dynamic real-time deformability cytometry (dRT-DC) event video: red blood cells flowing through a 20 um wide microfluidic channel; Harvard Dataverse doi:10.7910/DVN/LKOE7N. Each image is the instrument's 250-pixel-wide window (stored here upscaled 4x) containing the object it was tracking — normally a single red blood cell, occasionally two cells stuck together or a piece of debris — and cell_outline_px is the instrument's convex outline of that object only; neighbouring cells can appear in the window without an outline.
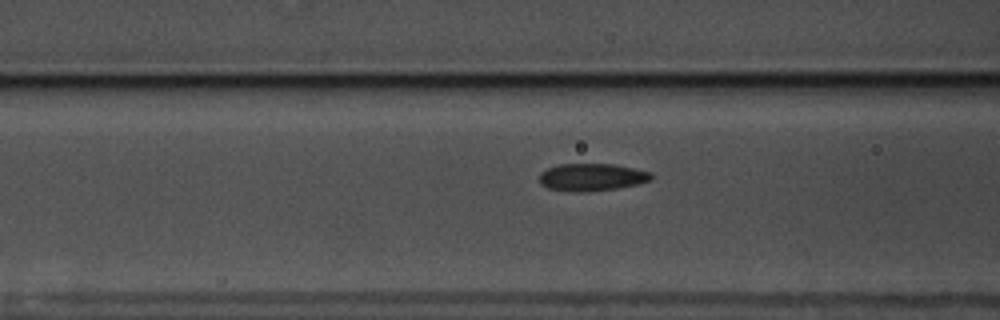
{"species": "common noctule bat (a hibernating species)", "species_latin": "Nyctalus noctula", "temperature_condition": "warm", "stored_images_in_passage": 43, "camera_frame_rate_fps": 3000, "um_per_image_px": 0.085, "animal": {"sex": "male", "body_mass_g": 17.5, "forearm_length_mm": 52.3}, "frame": {"image": 1, "passage_image": 13, "time_ms": 4.0, "image_size_px": [1000, 320], "cell_outline_px": [[652, 180], [636, 184], [616, 188], [588, 192], [576, 192], [548, 188], [540, 184], [540, 172], [556, 164], [612, 164], [652, 172]], "centroid_in_image_um": [50.28, 15.06], "position_along_channel_um": 116.3, "area_um2": 17.86}}
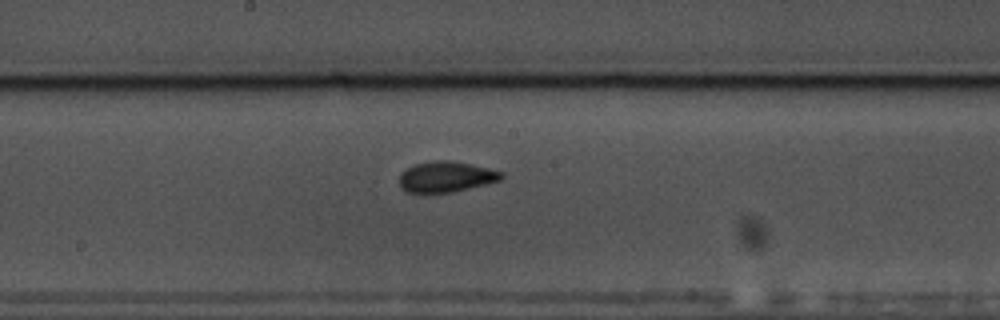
{"frame": {"image": 2, "passage_image": 21, "time_ms": 6.667, "image_size_px": [1000, 320], "cell_outline_px": [[504, 176], [500, 180], [452, 192], [420, 196], [404, 192], [400, 188], [400, 172], [416, 164], [432, 160], [448, 160], [472, 164], [504, 172]], "centroid_in_image_um": [37.84, 15.07], "position_along_channel_um": 210.4, "area_um2": 18.84}}
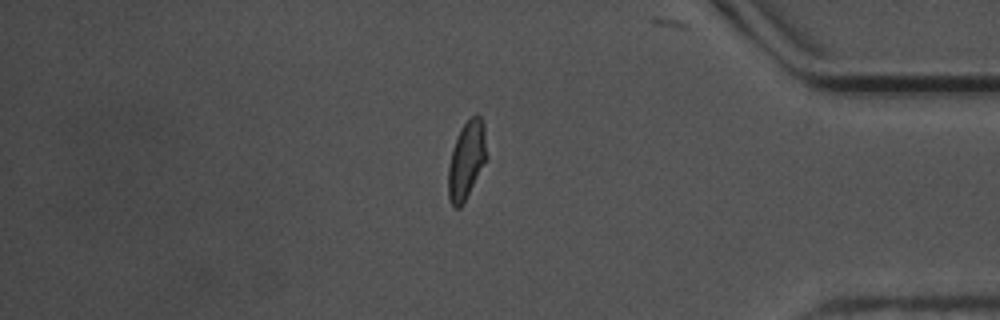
{"frame": {"image": 3, "passage_image": 39, "time_ms": 12.667, "image_size_px": [1000, 320], "cell_outline_px": [[488, 160], [460, 208], [456, 208], [452, 204], [448, 196], [448, 168], [452, 148], [456, 136], [460, 128], [476, 112], [480, 116], [484, 124], [488, 156]], "centroid_in_image_um": [39.68, 13.57], "position_along_channel_um": 395.5, "area_um2": 17.8}}